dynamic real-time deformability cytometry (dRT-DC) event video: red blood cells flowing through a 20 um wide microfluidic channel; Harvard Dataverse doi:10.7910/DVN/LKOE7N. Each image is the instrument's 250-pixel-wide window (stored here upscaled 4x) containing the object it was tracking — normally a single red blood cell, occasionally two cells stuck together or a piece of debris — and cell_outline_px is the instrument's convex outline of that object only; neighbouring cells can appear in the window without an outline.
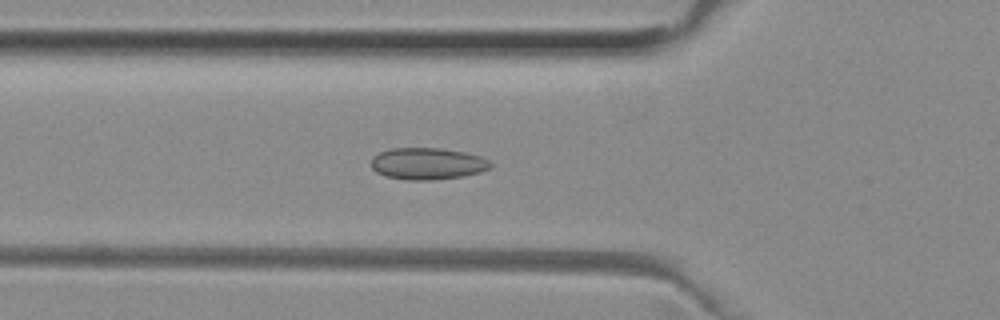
{"species": "common noctule bat (a hibernating species)", "species_latin": "Nyctalus noctula", "temperature_condition": "room temperature", "stored_images_in_passage": 43, "camera_frame_rate_fps": 3000, "um_per_image_px": 0.085, "animal": {"sex": "female", "body_mass_g": 29.2, "forearm_length_mm": 56.3}, "frame": {"image": 1, "passage_image": 9, "time_ms": 2.667, "image_size_px": [1000, 320], "cell_outline_px": [[492, 168], [480, 172], [464, 176], [432, 180], [408, 180], [384, 176], [376, 172], [372, 168], [372, 156], [380, 152], [392, 148], [440, 148], [464, 152], [484, 156], [492, 164]], "centroid_in_image_um": [36.36, 13.91], "position_along_channel_um": 89.4, "area_um2": 22.31}}
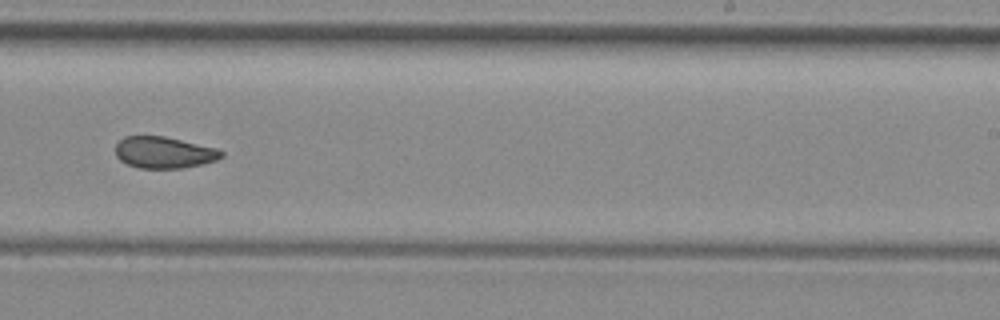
{"frame": {"image": 2, "passage_image": 23, "time_ms": 7.333, "image_size_px": [1000, 320], "cell_outline_px": [[224, 156], [216, 160], [184, 168], [136, 168], [120, 160], [116, 156], [116, 144], [124, 136], [164, 136], [216, 148], [224, 152]], "centroid_in_image_um": [13.93, 12.96], "position_along_channel_um": 275.1, "area_um2": 19.42}}
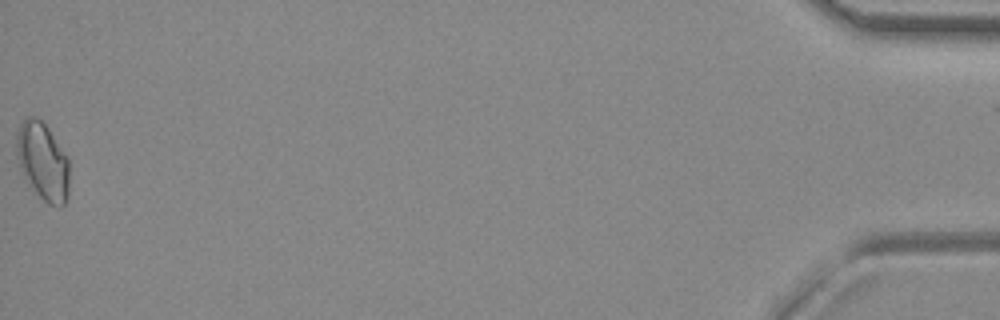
{"frame": {"image": 3, "passage_image": 43, "time_ms": 14.0, "image_size_px": [1000, 320], "cell_outline_px": [[68, 196], [64, 204], [60, 208], [48, 204], [36, 192], [20, 172], [16, 156], [16, 136], [20, 124], [28, 116], [36, 116], [48, 128], [68, 160]], "centroid_in_image_um": [3.6, 13.73], "position_along_channel_um": 431.6, "area_um2": 23.76}, "authors_computed_cell_mechanics": {"area_um2": 20.4612, "velocity_mm_per_s": 3.9719, "shape_relaxation_time_tau1_ms": null, "shape_relaxation_time_tau2_ms": 2.0563, "deformation_change_tau1": null, "deformation_change_tau2": 0.0626}}